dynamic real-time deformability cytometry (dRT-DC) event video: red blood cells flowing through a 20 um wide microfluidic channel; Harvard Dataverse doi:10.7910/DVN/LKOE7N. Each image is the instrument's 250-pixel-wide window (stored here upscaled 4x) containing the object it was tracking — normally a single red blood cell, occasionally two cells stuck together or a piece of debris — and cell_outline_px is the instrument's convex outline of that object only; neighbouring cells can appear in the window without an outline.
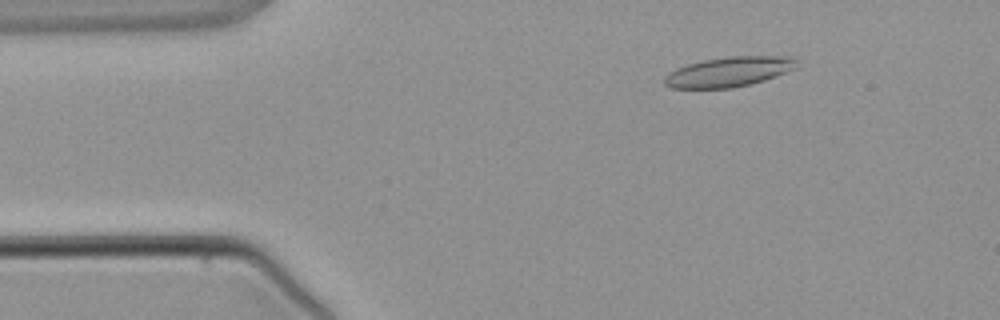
{"species": "common noctule bat (a hibernating species)", "species_latin": "Nyctalus noctula", "temperature_condition": "warm", "stored_images_in_passage": 3, "segment_of_instrument_passage": [2, 2], "camera_frame_rate_fps": 3000, "um_per_image_px": 0.085, "animal": {"sex": "male", "body_mass_g": 21.5, "forearm_length_mm": 52.0}, "frame": {"image": 1, "passage_image": 3, "time_ms": 3.333, "image_size_px": [1000, 320], "cell_outline_px": [[796, 68], [764, 80], [732, 88], [672, 88], [664, 84], [664, 76], [668, 72], [676, 68], [688, 64], [704, 60], [728, 56], [796, 56]], "centroid_in_image_um": [61.94, 6.09], "position_along_channel_um": 23.1, "area_um2": 23.0}}